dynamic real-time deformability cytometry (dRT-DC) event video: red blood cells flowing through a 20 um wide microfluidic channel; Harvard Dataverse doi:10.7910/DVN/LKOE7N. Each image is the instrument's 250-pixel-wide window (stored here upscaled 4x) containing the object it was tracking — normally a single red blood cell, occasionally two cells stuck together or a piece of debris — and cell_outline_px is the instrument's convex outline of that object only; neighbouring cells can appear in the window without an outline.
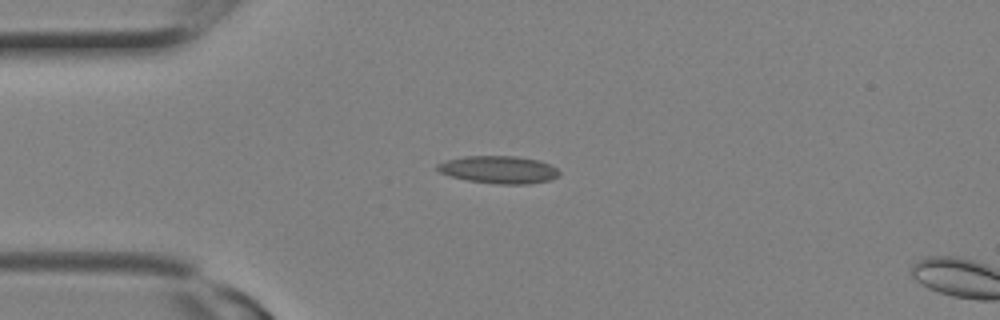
{"species": "Egyptian fruit bat (a non-hibernating species)", "species_latin": "Rousettus aegyptiacus", "temperature_condition": "room temperature", "stored_images_in_passage": 3, "camera_frame_rate_fps": 3000, "um_per_image_px": 0.085, "animal": {"sex": "female"}, "frame": {"image": 1, "passage_image": 1, "time_ms": 0.0, "image_size_px": [1000, 320], "cell_outline_px": [[560, 172], [556, 176], [548, 180], [528, 184], [496, 184], [468, 180], [448, 176], [440, 172], [436, 168], [436, 164], [444, 160], [464, 156], [516, 156], [540, 160], [556, 168]], "centroid_in_image_um": [42.34, 14.41], "position_along_channel_um": 42.7, "area_um2": 19.59}}